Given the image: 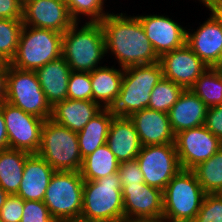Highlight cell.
Masks as SVG:
<instances>
[{
  "label": "cell",
  "mask_w": 222,
  "mask_h": 222,
  "mask_svg": "<svg viewBox=\"0 0 222 222\" xmlns=\"http://www.w3.org/2000/svg\"><path fill=\"white\" fill-rule=\"evenodd\" d=\"M24 208V200L15 194H10L0 209L2 222H20Z\"/></svg>",
  "instance_id": "cell-36"
},
{
  "label": "cell",
  "mask_w": 222,
  "mask_h": 222,
  "mask_svg": "<svg viewBox=\"0 0 222 222\" xmlns=\"http://www.w3.org/2000/svg\"><path fill=\"white\" fill-rule=\"evenodd\" d=\"M124 68L100 66L90 72L92 101L102 108H111L117 100L123 80Z\"/></svg>",
  "instance_id": "cell-24"
},
{
  "label": "cell",
  "mask_w": 222,
  "mask_h": 222,
  "mask_svg": "<svg viewBox=\"0 0 222 222\" xmlns=\"http://www.w3.org/2000/svg\"><path fill=\"white\" fill-rule=\"evenodd\" d=\"M21 0H0L1 19H22Z\"/></svg>",
  "instance_id": "cell-39"
},
{
  "label": "cell",
  "mask_w": 222,
  "mask_h": 222,
  "mask_svg": "<svg viewBox=\"0 0 222 222\" xmlns=\"http://www.w3.org/2000/svg\"><path fill=\"white\" fill-rule=\"evenodd\" d=\"M114 117L110 108H103L77 133L82 159L106 144L110 124Z\"/></svg>",
  "instance_id": "cell-25"
},
{
  "label": "cell",
  "mask_w": 222,
  "mask_h": 222,
  "mask_svg": "<svg viewBox=\"0 0 222 222\" xmlns=\"http://www.w3.org/2000/svg\"><path fill=\"white\" fill-rule=\"evenodd\" d=\"M67 99L92 101L90 72L71 71Z\"/></svg>",
  "instance_id": "cell-33"
},
{
  "label": "cell",
  "mask_w": 222,
  "mask_h": 222,
  "mask_svg": "<svg viewBox=\"0 0 222 222\" xmlns=\"http://www.w3.org/2000/svg\"><path fill=\"white\" fill-rule=\"evenodd\" d=\"M175 146L181 168L192 170L218 152L222 141L202 125L177 133Z\"/></svg>",
  "instance_id": "cell-12"
},
{
  "label": "cell",
  "mask_w": 222,
  "mask_h": 222,
  "mask_svg": "<svg viewBox=\"0 0 222 222\" xmlns=\"http://www.w3.org/2000/svg\"><path fill=\"white\" fill-rule=\"evenodd\" d=\"M190 90L209 108L222 104V78L213 67L207 69Z\"/></svg>",
  "instance_id": "cell-29"
},
{
  "label": "cell",
  "mask_w": 222,
  "mask_h": 222,
  "mask_svg": "<svg viewBox=\"0 0 222 222\" xmlns=\"http://www.w3.org/2000/svg\"><path fill=\"white\" fill-rule=\"evenodd\" d=\"M163 77L190 89L209 67L187 45L162 55L159 58Z\"/></svg>",
  "instance_id": "cell-14"
},
{
  "label": "cell",
  "mask_w": 222,
  "mask_h": 222,
  "mask_svg": "<svg viewBox=\"0 0 222 222\" xmlns=\"http://www.w3.org/2000/svg\"><path fill=\"white\" fill-rule=\"evenodd\" d=\"M20 222H57L43 201L25 200Z\"/></svg>",
  "instance_id": "cell-35"
},
{
  "label": "cell",
  "mask_w": 222,
  "mask_h": 222,
  "mask_svg": "<svg viewBox=\"0 0 222 222\" xmlns=\"http://www.w3.org/2000/svg\"><path fill=\"white\" fill-rule=\"evenodd\" d=\"M9 196V194L0 186V209L5 203L6 198Z\"/></svg>",
  "instance_id": "cell-44"
},
{
  "label": "cell",
  "mask_w": 222,
  "mask_h": 222,
  "mask_svg": "<svg viewBox=\"0 0 222 222\" xmlns=\"http://www.w3.org/2000/svg\"><path fill=\"white\" fill-rule=\"evenodd\" d=\"M192 222H222V197L218 194H206Z\"/></svg>",
  "instance_id": "cell-34"
},
{
  "label": "cell",
  "mask_w": 222,
  "mask_h": 222,
  "mask_svg": "<svg viewBox=\"0 0 222 222\" xmlns=\"http://www.w3.org/2000/svg\"><path fill=\"white\" fill-rule=\"evenodd\" d=\"M124 222H167L163 217L161 218H146V219H130Z\"/></svg>",
  "instance_id": "cell-43"
},
{
  "label": "cell",
  "mask_w": 222,
  "mask_h": 222,
  "mask_svg": "<svg viewBox=\"0 0 222 222\" xmlns=\"http://www.w3.org/2000/svg\"><path fill=\"white\" fill-rule=\"evenodd\" d=\"M208 107L190 89H184L168 112L171 128L177 133L204 125Z\"/></svg>",
  "instance_id": "cell-22"
},
{
  "label": "cell",
  "mask_w": 222,
  "mask_h": 222,
  "mask_svg": "<svg viewBox=\"0 0 222 222\" xmlns=\"http://www.w3.org/2000/svg\"><path fill=\"white\" fill-rule=\"evenodd\" d=\"M183 91V87L163 77L150 94L148 109L168 113Z\"/></svg>",
  "instance_id": "cell-30"
},
{
  "label": "cell",
  "mask_w": 222,
  "mask_h": 222,
  "mask_svg": "<svg viewBox=\"0 0 222 222\" xmlns=\"http://www.w3.org/2000/svg\"><path fill=\"white\" fill-rule=\"evenodd\" d=\"M125 15L109 13L100 21L106 54L111 51L121 68L159 62L139 18Z\"/></svg>",
  "instance_id": "cell-1"
},
{
  "label": "cell",
  "mask_w": 222,
  "mask_h": 222,
  "mask_svg": "<svg viewBox=\"0 0 222 222\" xmlns=\"http://www.w3.org/2000/svg\"><path fill=\"white\" fill-rule=\"evenodd\" d=\"M71 18L75 22L80 21V16L85 15L89 19L88 22H100L109 14L104 12L103 5L105 0H64ZM79 17V18H78Z\"/></svg>",
  "instance_id": "cell-32"
},
{
  "label": "cell",
  "mask_w": 222,
  "mask_h": 222,
  "mask_svg": "<svg viewBox=\"0 0 222 222\" xmlns=\"http://www.w3.org/2000/svg\"><path fill=\"white\" fill-rule=\"evenodd\" d=\"M213 68L214 69H222V54L220 56L219 61L217 62V64Z\"/></svg>",
  "instance_id": "cell-46"
},
{
  "label": "cell",
  "mask_w": 222,
  "mask_h": 222,
  "mask_svg": "<svg viewBox=\"0 0 222 222\" xmlns=\"http://www.w3.org/2000/svg\"><path fill=\"white\" fill-rule=\"evenodd\" d=\"M124 221L163 217V191L146 183L122 185Z\"/></svg>",
  "instance_id": "cell-15"
},
{
  "label": "cell",
  "mask_w": 222,
  "mask_h": 222,
  "mask_svg": "<svg viewBox=\"0 0 222 222\" xmlns=\"http://www.w3.org/2000/svg\"><path fill=\"white\" fill-rule=\"evenodd\" d=\"M120 162L107 144L98 147L94 152L83 158L80 174L84 180L99 178L118 172Z\"/></svg>",
  "instance_id": "cell-27"
},
{
  "label": "cell",
  "mask_w": 222,
  "mask_h": 222,
  "mask_svg": "<svg viewBox=\"0 0 222 222\" xmlns=\"http://www.w3.org/2000/svg\"><path fill=\"white\" fill-rule=\"evenodd\" d=\"M117 173L119 175L121 185L145 183L143 173L140 170L136 159L121 162Z\"/></svg>",
  "instance_id": "cell-37"
},
{
  "label": "cell",
  "mask_w": 222,
  "mask_h": 222,
  "mask_svg": "<svg viewBox=\"0 0 222 222\" xmlns=\"http://www.w3.org/2000/svg\"><path fill=\"white\" fill-rule=\"evenodd\" d=\"M31 153L23 150L0 151V186L10 195L18 192L26 158Z\"/></svg>",
  "instance_id": "cell-26"
},
{
  "label": "cell",
  "mask_w": 222,
  "mask_h": 222,
  "mask_svg": "<svg viewBox=\"0 0 222 222\" xmlns=\"http://www.w3.org/2000/svg\"><path fill=\"white\" fill-rule=\"evenodd\" d=\"M220 197H222V188L219 190V192L217 193Z\"/></svg>",
  "instance_id": "cell-49"
},
{
  "label": "cell",
  "mask_w": 222,
  "mask_h": 222,
  "mask_svg": "<svg viewBox=\"0 0 222 222\" xmlns=\"http://www.w3.org/2000/svg\"><path fill=\"white\" fill-rule=\"evenodd\" d=\"M84 179L80 171H55L43 199L57 222L81 218Z\"/></svg>",
  "instance_id": "cell-8"
},
{
  "label": "cell",
  "mask_w": 222,
  "mask_h": 222,
  "mask_svg": "<svg viewBox=\"0 0 222 222\" xmlns=\"http://www.w3.org/2000/svg\"><path fill=\"white\" fill-rule=\"evenodd\" d=\"M205 195L195 173L181 169L163 190V218L167 222H192Z\"/></svg>",
  "instance_id": "cell-5"
},
{
  "label": "cell",
  "mask_w": 222,
  "mask_h": 222,
  "mask_svg": "<svg viewBox=\"0 0 222 222\" xmlns=\"http://www.w3.org/2000/svg\"><path fill=\"white\" fill-rule=\"evenodd\" d=\"M22 19L0 18V59L10 63L14 58L23 28Z\"/></svg>",
  "instance_id": "cell-31"
},
{
  "label": "cell",
  "mask_w": 222,
  "mask_h": 222,
  "mask_svg": "<svg viewBox=\"0 0 222 222\" xmlns=\"http://www.w3.org/2000/svg\"><path fill=\"white\" fill-rule=\"evenodd\" d=\"M4 62L0 59V66L3 64Z\"/></svg>",
  "instance_id": "cell-51"
},
{
  "label": "cell",
  "mask_w": 222,
  "mask_h": 222,
  "mask_svg": "<svg viewBox=\"0 0 222 222\" xmlns=\"http://www.w3.org/2000/svg\"><path fill=\"white\" fill-rule=\"evenodd\" d=\"M9 71V63H3L0 66V105L6 100L7 74Z\"/></svg>",
  "instance_id": "cell-40"
},
{
  "label": "cell",
  "mask_w": 222,
  "mask_h": 222,
  "mask_svg": "<svg viewBox=\"0 0 222 222\" xmlns=\"http://www.w3.org/2000/svg\"><path fill=\"white\" fill-rule=\"evenodd\" d=\"M27 1H30V0H21L22 5H23L25 2H27Z\"/></svg>",
  "instance_id": "cell-50"
},
{
  "label": "cell",
  "mask_w": 222,
  "mask_h": 222,
  "mask_svg": "<svg viewBox=\"0 0 222 222\" xmlns=\"http://www.w3.org/2000/svg\"><path fill=\"white\" fill-rule=\"evenodd\" d=\"M22 23L64 33L75 21L64 0H30L23 4Z\"/></svg>",
  "instance_id": "cell-13"
},
{
  "label": "cell",
  "mask_w": 222,
  "mask_h": 222,
  "mask_svg": "<svg viewBox=\"0 0 222 222\" xmlns=\"http://www.w3.org/2000/svg\"><path fill=\"white\" fill-rule=\"evenodd\" d=\"M162 78L159 62L124 68L120 92L110 108L112 113L117 117H130L148 108L150 94Z\"/></svg>",
  "instance_id": "cell-4"
},
{
  "label": "cell",
  "mask_w": 222,
  "mask_h": 222,
  "mask_svg": "<svg viewBox=\"0 0 222 222\" xmlns=\"http://www.w3.org/2000/svg\"><path fill=\"white\" fill-rule=\"evenodd\" d=\"M75 22L62 35V55L71 71L92 72L105 56V39L100 22Z\"/></svg>",
  "instance_id": "cell-2"
},
{
  "label": "cell",
  "mask_w": 222,
  "mask_h": 222,
  "mask_svg": "<svg viewBox=\"0 0 222 222\" xmlns=\"http://www.w3.org/2000/svg\"><path fill=\"white\" fill-rule=\"evenodd\" d=\"M199 1L202 2L205 7H208L212 2L216 0H199Z\"/></svg>",
  "instance_id": "cell-47"
},
{
  "label": "cell",
  "mask_w": 222,
  "mask_h": 222,
  "mask_svg": "<svg viewBox=\"0 0 222 222\" xmlns=\"http://www.w3.org/2000/svg\"><path fill=\"white\" fill-rule=\"evenodd\" d=\"M215 70H217L219 72V74H220V76L222 78V69H215Z\"/></svg>",
  "instance_id": "cell-48"
},
{
  "label": "cell",
  "mask_w": 222,
  "mask_h": 222,
  "mask_svg": "<svg viewBox=\"0 0 222 222\" xmlns=\"http://www.w3.org/2000/svg\"><path fill=\"white\" fill-rule=\"evenodd\" d=\"M6 102L24 112L47 120L52 107L48 104L35 71L21 70L9 64Z\"/></svg>",
  "instance_id": "cell-9"
},
{
  "label": "cell",
  "mask_w": 222,
  "mask_h": 222,
  "mask_svg": "<svg viewBox=\"0 0 222 222\" xmlns=\"http://www.w3.org/2000/svg\"><path fill=\"white\" fill-rule=\"evenodd\" d=\"M186 44L209 67H214L222 54V25L212 15L197 28L187 31Z\"/></svg>",
  "instance_id": "cell-18"
},
{
  "label": "cell",
  "mask_w": 222,
  "mask_h": 222,
  "mask_svg": "<svg viewBox=\"0 0 222 222\" xmlns=\"http://www.w3.org/2000/svg\"><path fill=\"white\" fill-rule=\"evenodd\" d=\"M204 126L222 141V104L207 109Z\"/></svg>",
  "instance_id": "cell-38"
},
{
  "label": "cell",
  "mask_w": 222,
  "mask_h": 222,
  "mask_svg": "<svg viewBox=\"0 0 222 222\" xmlns=\"http://www.w3.org/2000/svg\"><path fill=\"white\" fill-rule=\"evenodd\" d=\"M35 72L51 107L67 99L71 68L63 55L38 68Z\"/></svg>",
  "instance_id": "cell-20"
},
{
  "label": "cell",
  "mask_w": 222,
  "mask_h": 222,
  "mask_svg": "<svg viewBox=\"0 0 222 222\" xmlns=\"http://www.w3.org/2000/svg\"><path fill=\"white\" fill-rule=\"evenodd\" d=\"M192 171L206 194H217L222 188V148Z\"/></svg>",
  "instance_id": "cell-28"
},
{
  "label": "cell",
  "mask_w": 222,
  "mask_h": 222,
  "mask_svg": "<svg viewBox=\"0 0 222 222\" xmlns=\"http://www.w3.org/2000/svg\"><path fill=\"white\" fill-rule=\"evenodd\" d=\"M133 122L142 146L175 143L168 113L148 108L132 114Z\"/></svg>",
  "instance_id": "cell-17"
},
{
  "label": "cell",
  "mask_w": 222,
  "mask_h": 222,
  "mask_svg": "<svg viewBox=\"0 0 222 222\" xmlns=\"http://www.w3.org/2000/svg\"><path fill=\"white\" fill-rule=\"evenodd\" d=\"M207 8L222 25V0L212 2Z\"/></svg>",
  "instance_id": "cell-42"
},
{
  "label": "cell",
  "mask_w": 222,
  "mask_h": 222,
  "mask_svg": "<svg viewBox=\"0 0 222 222\" xmlns=\"http://www.w3.org/2000/svg\"><path fill=\"white\" fill-rule=\"evenodd\" d=\"M137 17L159 58L186 44L187 30L169 17L157 14Z\"/></svg>",
  "instance_id": "cell-16"
},
{
  "label": "cell",
  "mask_w": 222,
  "mask_h": 222,
  "mask_svg": "<svg viewBox=\"0 0 222 222\" xmlns=\"http://www.w3.org/2000/svg\"><path fill=\"white\" fill-rule=\"evenodd\" d=\"M37 154L55 171H80L82 166L77 133L52 119L43 124Z\"/></svg>",
  "instance_id": "cell-7"
},
{
  "label": "cell",
  "mask_w": 222,
  "mask_h": 222,
  "mask_svg": "<svg viewBox=\"0 0 222 222\" xmlns=\"http://www.w3.org/2000/svg\"><path fill=\"white\" fill-rule=\"evenodd\" d=\"M102 109L98 103L91 100L65 99L52 107L51 119L78 133Z\"/></svg>",
  "instance_id": "cell-23"
},
{
  "label": "cell",
  "mask_w": 222,
  "mask_h": 222,
  "mask_svg": "<svg viewBox=\"0 0 222 222\" xmlns=\"http://www.w3.org/2000/svg\"><path fill=\"white\" fill-rule=\"evenodd\" d=\"M62 35L53 30L23 25L16 54L9 64L21 70L36 71L62 55Z\"/></svg>",
  "instance_id": "cell-6"
},
{
  "label": "cell",
  "mask_w": 222,
  "mask_h": 222,
  "mask_svg": "<svg viewBox=\"0 0 222 222\" xmlns=\"http://www.w3.org/2000/svg\"><path fill=\"white\" fill-rule=\"evenodd\" d=\"M81 218L124 222L122 185L118 173L98 180H84Z\"/></svg>",
  "instance_id": "cell-3"
},
{
  "label": "cell",
  "mask_w": 222,
  "mask_h": 222,
  "mask_svg": "<svg viewBox=\"0 0 222 222\" xmlns=\"http://www.w3.org/2000/svg\"><path fill=\"white\" fill-rule=\"evenodd\" d=\"M0 110L5 121L9 148L37 153L45 120L28 114L6 101L1 103Z\"/></svg>",
  "instance_id": "cell-11"
},
{
  "label": "cell",
  "mask_w": 222,
  "mask_h": 222,
  "mask_svg": "<svg viewBox=\"0 0 222 222\" xmlns=\"http://www.w3.org/2000/svg\"><path fill=\"white\" fill-rule=\"evenodd\" d=\"M136 160L144 182L162 191L182 169L175 143L142 146Z\"/></svg>",
  "instance_id": "cell-10"
},
{
  "label": "cell",
  "mask_w": 222,
  "mask_h": 222,
  "mask_svg": "<svg viewBox=\"0 0 222 222\" xmlns=\"http://www.w3.org/2000/svg\"><path fill=\"white\" fill-rule=\"evenodd\" d=\"M9 148L8 135L6 131L3 113L0 110V151Z\"/></svg>",
  "instance_id": "cell-41"
},
{
  "label": "cell",
  "mask_w": 222,
  "mask_h": 222,
  "mask_svg": "<svg viewBox=\"0 0 222 222\" xmlns=\"http://www.w3.org/2000/svg\"><path fill=\"white\" fill-rule=\"evenodd\" d=\"M55 170L37 153L25 161L22 180L15 194L25 200L43 201L46 189Z\"/></svg>",
  "instance_id": "cell-19"
},
{
  "label": "cell",
  "mask_w": 222,
  "mask_h": 222,
  "mask_svg": "<svg viewBox=\"0 0 222 222\" xmlns=\"http://www.w3.org/2000/svg\"><path fill=\"white\" fill-rule=\"evenodd\" d=\"M62 222H102V221H94V220H86L83 218H75V219H69Z\"/></svg>",
  "instance_id": "cell-45"
},
{
  "label": "cell",
  "mask_w": 222,
  "mask_h": 222,
  "mask_svg": "<svg viewBox=\"0 0 222 222\" xmlns=\"http://www.w3.org/2000/svg\"><path fill=\"white\" fill-rule=\"evenodd\" d=\"M106 144L121 163L136 159L142 148L139 136L129 117L112 119Z\"/></svg>",
  "instance_id": "cell-21"
}]
</instances>
